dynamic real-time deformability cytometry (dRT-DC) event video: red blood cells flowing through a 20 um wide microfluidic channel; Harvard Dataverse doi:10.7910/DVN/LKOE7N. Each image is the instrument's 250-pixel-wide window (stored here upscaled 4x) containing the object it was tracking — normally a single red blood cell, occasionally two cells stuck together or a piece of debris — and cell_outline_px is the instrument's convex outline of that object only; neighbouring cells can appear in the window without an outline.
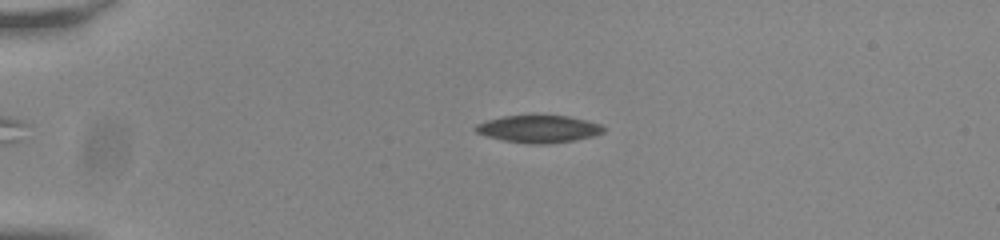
{"species": "common noctule bat (a hibernating species)", "species_latin": "Nyctalus noctula", "temperature_condition": "room temperature", "stored_images_in_passage": 56, "camera_frame_rate_fps": 3000, "um_per_image_px": 0.085, "animal": {"sex": "male", "body_mass_g": 20.0, "forearm_length_mm": 53.3}, "frame": {"image": 1, "passage_image": 14, "time_ms": 4.333, "image_size_px": [1000, 240], "cell_outline_px": [[608, 128], [604, 132], [592, 136], [576, 140], [544, 144], [532, 144], [504, 140], [488, 136], [476, 132], [472, 128], [476, 124], [488, 120], [504, 116], [568, 116], [600, 124]], "centroid_in_image_um": [45.8, 10.96], "position_along_channel_um": 39.2, "area_um2": 20.17}}
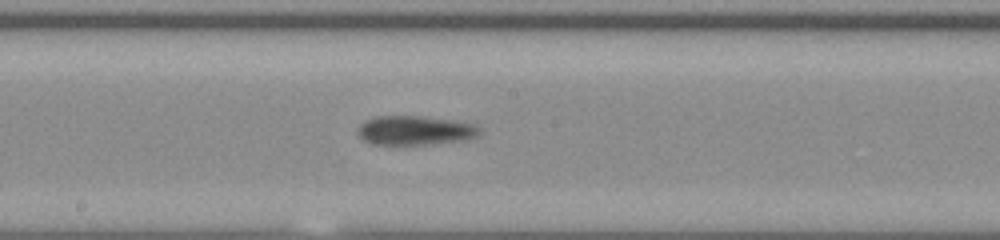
{"frame": {"image": 2, "passage_image": 32, "time_ms": 10.333, "image_size_px": [1000, 240], "cell_outline_px": [[480, 136], [464, 140], [428, 144], [372, 144], [364, 140], [356, 132], [356, 128], [364, 120], [376, 116], [424, 116], [452, 120], [476, 124], [480, 128]], "centroid_in_image_um": [35.27, 11.07], "position_along_channel_um": 212.9, "area_um2": 20.92}}
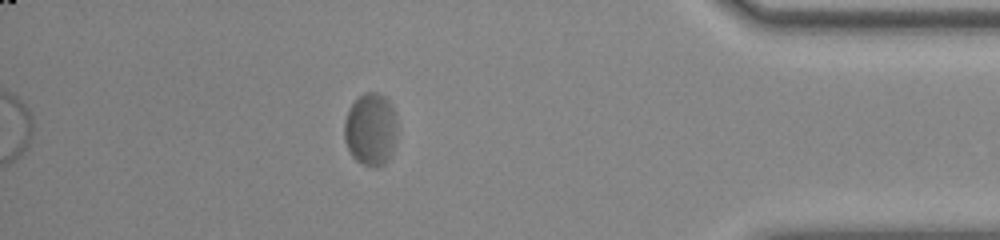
{"frame": {"image": 3, "passage_image": 50, "time_ms": 16.333, "image_size_px": [1000, 240], "cell_outline_px": [[396, 132], [392, 148], [388, 160], [384, 164], [376, 168], [360, 164], [352, 156], [344, 140], [344, 120], [348, 108], [364, 92], [376, 92], [384, 96], [392, 104], [396, 116]], "centroid_in_image_um": [31.49, 10.99], "position_along_channel_um": 403.7, "area_um2": 22.54}, "authors_computed_cell_mechanics": {"area_um2": 21.1837, "velocity_mm_per_s": 3.7216, "shape_relaxation_time_tau1_ms": null, "shape_relaxation_time_tau2_ms": 0.7331, "deformation_change_tau1": null, "deformation_change_tau2": 0.0449}}